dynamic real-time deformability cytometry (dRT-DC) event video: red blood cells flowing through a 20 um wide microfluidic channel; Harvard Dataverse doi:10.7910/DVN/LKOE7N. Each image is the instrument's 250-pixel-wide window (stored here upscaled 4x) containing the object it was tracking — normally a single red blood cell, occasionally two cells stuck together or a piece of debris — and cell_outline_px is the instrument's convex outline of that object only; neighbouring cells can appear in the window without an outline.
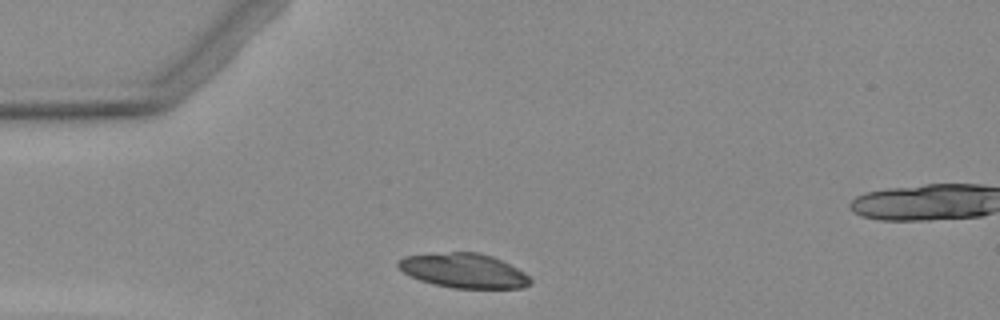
{"species": "Egyptian fruit bat (a non-hibernating species)", "species_latin": "Rousettus aegyptiacus", "temperature_condition": "warm", "stored_images_in_passage": 3, "camera_frame_rate_fps": 3000, "um_per_image_px": 0.085, "animal": {"sex": "female"}, "frame": {"image": 1, "passage_image": 1, "time_ms": 0.0, "image_size_px": [1000, 320], "cell_outline_px": [[532, 284], [524, 288], [452, 288], [420, 280], [396, 268], [396, 260], [404, 256], [452, 252], [476, 252], [492, 256], [524, 272], [532, 280]], "centroid_in_image_um": [39.41, 23.01], "position_along_channel_um": 45.6, "area_um2": 26.47}}
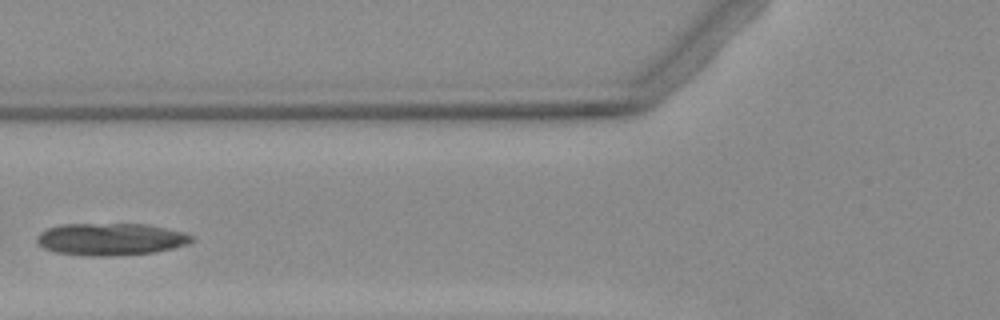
{"frame": {"image": 2, "passage_image": 3, "time_ms": 2.333, "image_size_px": [1000, 320], "cell_outline_px": [[192, 240], [188, 244], [156, 252], [112, 256], [88, 256], [56, 252], [44, 248], [36, 240], [36, 236], [40, 232], [48, 228], [64, 224], [144, 224], [184, 232], [192, 236]], "centroid_in_image_um": [9.39, 20.34], "position_along_channel_um": 116.4, "area_um2": 28.9}}